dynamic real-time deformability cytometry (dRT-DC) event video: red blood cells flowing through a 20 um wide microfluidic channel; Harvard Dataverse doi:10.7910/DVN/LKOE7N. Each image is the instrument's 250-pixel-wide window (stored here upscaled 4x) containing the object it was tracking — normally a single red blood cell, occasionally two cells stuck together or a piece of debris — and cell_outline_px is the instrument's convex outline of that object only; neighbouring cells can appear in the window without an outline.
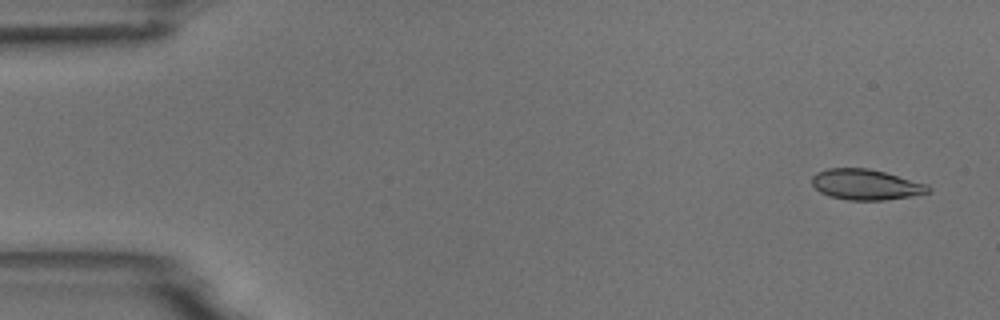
{"species": "common noctule bat (a hibernating species)", "species_latin": "Nyctalus noctula", "temperature_condition": "room temperature", "stored_images_in_passage": 4, "camera_frame_rate_fps": 3000, "um_per_image_px": 0.085, "animal": {"sex": "male", "body_mass_g": 18.8}, "frame": {"image": 1, "passage_image": 1, "time_ms": 0.0, "image_size_px": [1000, 320], "cell_outline_px": [[932, 192], [884, 200], [848, 200], [828, 196], [820, 192], [812, 184], [812, 176], [816, 172], [828, 168], [868, 168], [884, 172], [928, 184], [932, 188]], "centroid_in_image_um": [73.59, 15.68], "position_along_channel_um": 11.4, "area_um2": 20.75}}
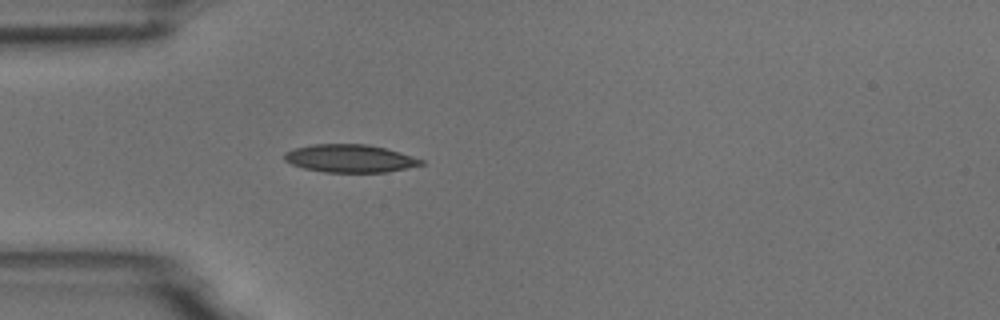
{"frame": {"image": 2, "passage_image": 4, "time_ms": 4.333, "image_size_px": [1000, 320], "cell_outline_px": [[424, 164], [408, 168], [384, 172], [324, 172], [304, 168], [292, 164], [284, 160], [284, 152], [296, 148], [312, 144], [368, 144], [400, 152], [424, 160]], "centroid_in_image_um": [29.75, 13.46], "position_along_channel_um": 55.3, "area_um2": 22.14}}